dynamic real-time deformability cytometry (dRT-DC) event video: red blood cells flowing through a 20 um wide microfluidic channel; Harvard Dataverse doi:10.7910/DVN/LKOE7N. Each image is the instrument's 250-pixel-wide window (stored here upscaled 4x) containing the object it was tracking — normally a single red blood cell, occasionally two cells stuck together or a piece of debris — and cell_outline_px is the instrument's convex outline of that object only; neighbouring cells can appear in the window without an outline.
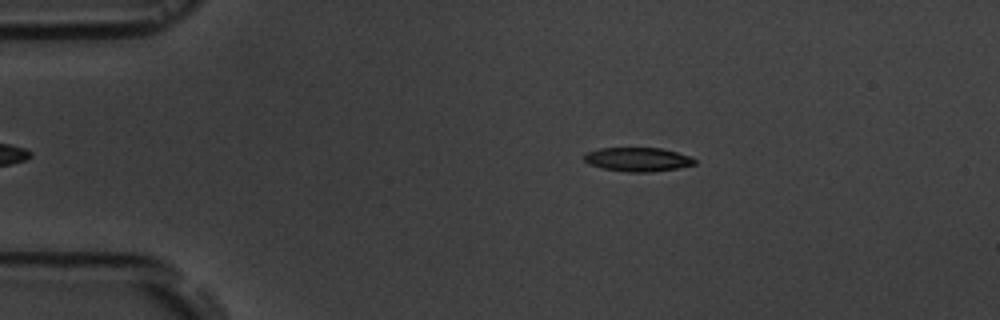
{"species": "common noctule bat (a hibernating species)", "species_latin": "Nyctalus noctula", "temperature_condition": "room temperature", "stored_images_in_passage": 14, "camera_frame_rate_fps": 3000, "um_per_image_px": 0.085, "animal": {"sex": "male", "body_mass_g": 19.5, "forearm_length_mm": 54.6}, "frame": {"image": 1, "passage_image": 1, "time_ms": 0.0, "image_size_px": [1000, 320], "cell_outline_px": [[696, 164], [676, 168], [652, 172], [628, 172], [604, 168], [588, 164], [584, 160], [584, 156], [588, 152], [600, 148], [660, 148], [692, 156], [696, 160]], "centroid_in_image_um": [54.23, 13.55], "position_along_channel_um": 30.8, "area_um2": 15.32}}
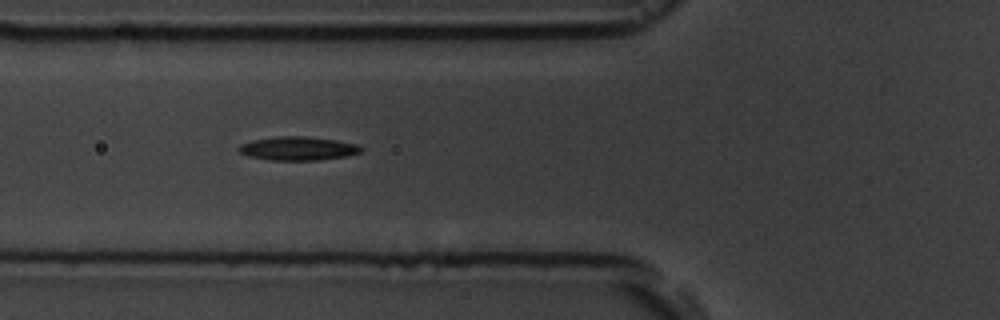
{"frame": {"image": 2, "passage_image": 4, "time_ms": 3.333, "image_size_px": [1000, 320], "cell_outline_px": [[364, 148], [360, 152], [348, 156], [316, 160], [272, 160], [248, 156], [240, 152], [236, 148], [240, 144], [252, 140], [276, 136], [304, 136], [336, 140], [360, 144]], "centroid_in_image_um": [25.34, 12.61], "position_along_channel_um": 100.5, "area_um2": 16.99}}
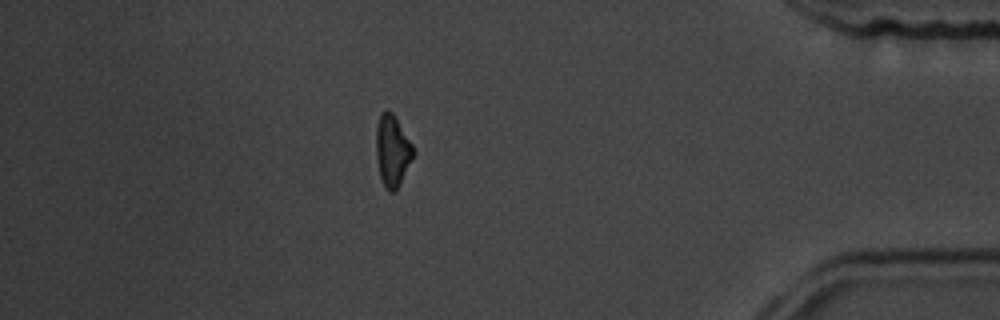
{"frame": {"image": 3, "passage_image": 12, "time_ms": 12.667, "image_size_px": [1000, 320], "cell_outline_px": [[416, 152], [396, 192], [388, 192], [380, 176], [376, 160], [376, 128], [380, 112], [388, 108], [396, 116], [412, 144]], "centroid_in_image_um": [33.36, 12.78], "position_along_channel_um": 401.8, "area_um2": 15.84}, "authors_computed_cell_mechanics": {"area_um2": 16.0395, "velocity_mm_per_s": 3.6743, "shape_relaxation_time_tau1_ms": 5.2705, "shape_relaxation_time_tau2_ms": null, "deformation_change_tau1": 0.1324, "deformation_change_tau2": null}}